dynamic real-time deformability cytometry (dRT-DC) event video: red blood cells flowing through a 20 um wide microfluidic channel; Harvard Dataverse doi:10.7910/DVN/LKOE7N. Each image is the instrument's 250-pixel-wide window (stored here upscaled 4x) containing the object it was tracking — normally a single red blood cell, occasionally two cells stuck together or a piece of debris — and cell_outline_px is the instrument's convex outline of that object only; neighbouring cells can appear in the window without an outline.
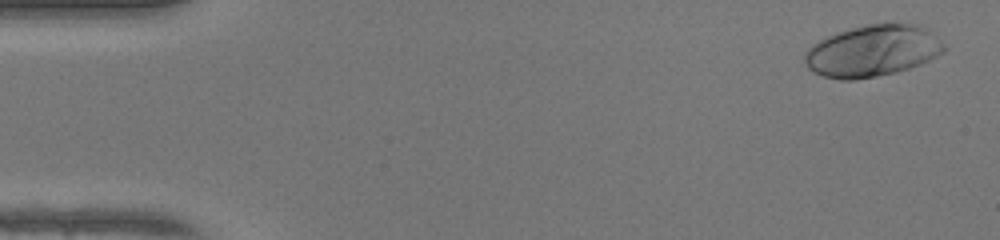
{"species": "human", "species_latin": "Homo sapiens", "temperature_condition": "warm", "stored_images_in_passage": 49, "camera_frame_rate_fps": 3000, "um_per_image_px": 0.085, "donor": {"sex": "female"}, "frame": {"image": 1, "passage_image": 2, "time_ms": 0.333, "image_size_px": [1000, 240], "cell_outline_px": [[948, 48], [944, 52], [920, 64], [896, 72], [876, 76], [852, 80], [840, 80], [824, 76], [812, 72], [804, 64], [804, 52], [812, 44], [828, 36], [852, 28], [868, 24], [916, 24], [928, 28]], "centroid_in_image_um": [74.16, 4.33], "position_along_channel_um": 10.8, "area_um2": 41.79}}
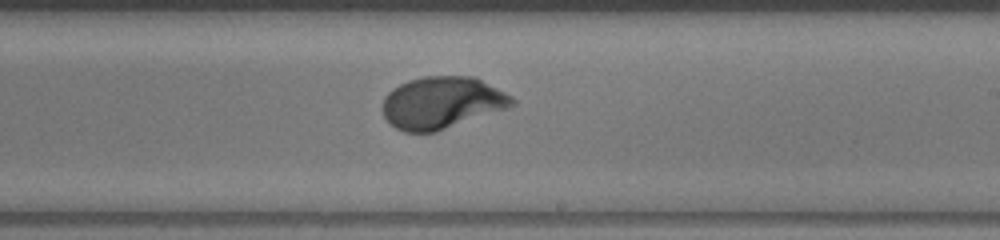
{"frame": {"image": 2, "passage_image": 29, "time_ms": 9.333, "image_size_px": [1000, 240], "cell_outline_px": [[516, 104], [508, 108], [436, 132], [404, 132], [396, 128], [384, 116], [384, 96], [392, 88], [408, 80], [424, 76], [476, 76], [512, 96], [516, 100]], "centroid_in_image_um": [37.59, 8.72], "position_along_channel_um": 251.4, "area_um2": 39.36}}
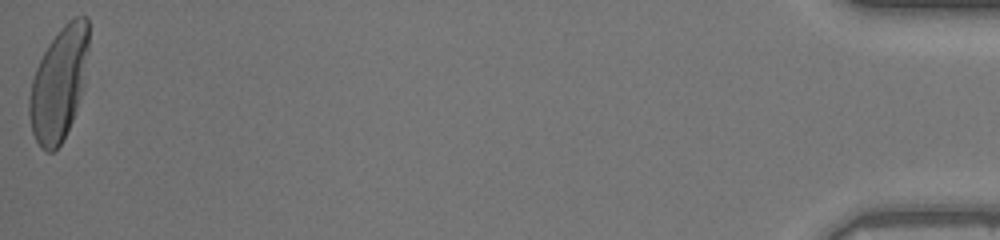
{"frame": {"image": 3, "passage_image": 49, "time_ms": 16.0, "image_size_px": [1000, 240], "cell_outline_px": [[88, 48], [84, 88], [72, 120], [60, 144], [52, 152], [48, 152], [40, 148], [32, 132], [28, 112], [28, 100], [32, 80], [36, 68], [48, 44], [60, 28], [68, 20], [76, 16], [88, 16]], "centroid_in_image_um": [5.0, 7.1], "position_along_channel_um": 430.2, "area_um2": 39.13}, "authors_computed_cell_mechanics": {"area_um2": 38.6682, "velocity_mm_per_s": 4.2231, "shape_relaxation_time_tau1_ms": 2.9652, "shape_relaxation_time_tau2_ms": null, "deformation_change_tau1": 0.1978, "deformation_change_tau2": null}}